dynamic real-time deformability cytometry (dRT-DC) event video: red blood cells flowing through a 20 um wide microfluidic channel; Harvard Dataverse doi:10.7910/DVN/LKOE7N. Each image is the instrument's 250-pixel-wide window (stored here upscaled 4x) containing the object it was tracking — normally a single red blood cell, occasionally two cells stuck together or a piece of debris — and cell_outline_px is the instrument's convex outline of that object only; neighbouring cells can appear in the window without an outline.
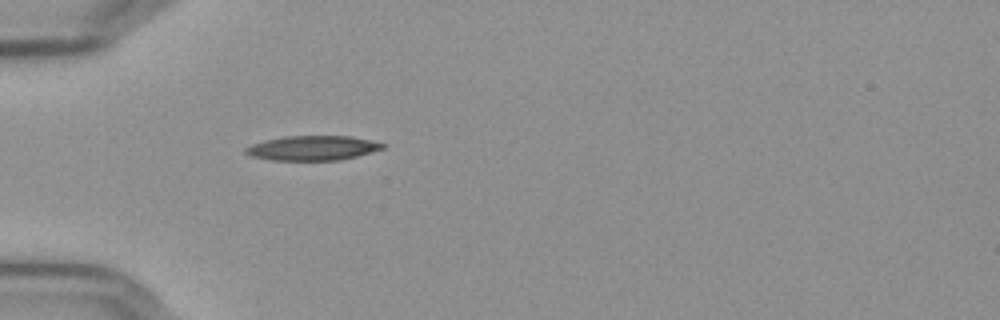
{"species": "Egyptian fruit bat (a non-hibernating species)", "species_latin": "Rousettus aegyptiacus", "temperature_condition": "cold", "stored_images_in_passage": 5, "camera_frame_rate_fps": 3000, "um_per_image_px": 0.085, "frame": {"image": 1, "passage_image": 1, "time_ms": 0.0, "image_size_px": [1000, 320], "cell_outline_px": [[388, 144], [384, 148], [356, 156], [340, 160], [272, 160], [252, 156], [244, 152], [244, 148], [252, 144], [284, 136], [352, 136]], "centroid_in_image_um": [26.6, 12.58], "position_along_channel_um": 58.4, "area_um2": 19.54}}
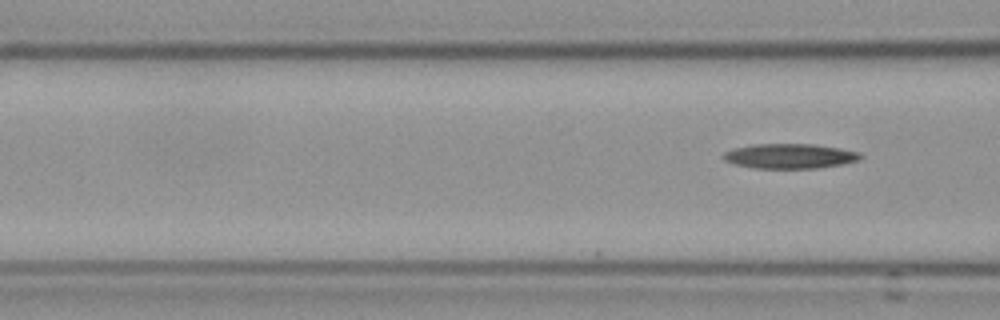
{"frame": {"image": 2, "passage_image": 5, "time_ms": 1.333, "image_size_px": [1000, 320], "cell_outline_px": [[860, 156], [856, 160], [840, 164], [816, 168], [756, 168], [736, 164], [724, 160], [720, 156], [724, 152], [732, 148], [752, 144], [812, 144], [840, 148], [860, 152]], "centroid_in_image_um": [67.05, 13.25], "position_along_channel_um": 99.6, "area_um2": 19.65}}